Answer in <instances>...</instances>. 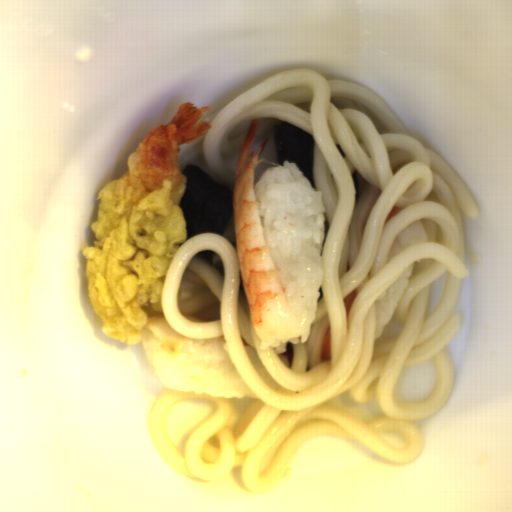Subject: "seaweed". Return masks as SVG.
Segmentation results:
<instances>
[{"label": "seaweed", "instance_id": "1", "mask_svg": "<svg viewBox=\"0 0 512 512\" xmlns=\"http://www.w3.org/2000/svg\"><path fill=\"white\" fill-rule=\"evenodd\" d=\"M181 173L187 179L178 205L184 217L185 240L199 234H225L234 213L233 189L195 164H188Z\"/></svg>", "mask_w": 512, "mask_h": 512}, {"label": "seaweed", "instance_id": "2", "mask_svg": "<svg viewBox=\"0 0 512 512\" xmlns=\"http://www.w3.org/2000/svg\"><path fill=\"white\" fill-rule=\"evenodd\" d=\"M277 165L293 162L307 181L315 188L314 136L292 123L282 122L272 127Z\"/></svg>", "mask_w": 512, "mask_h": 512}]
</instances>
